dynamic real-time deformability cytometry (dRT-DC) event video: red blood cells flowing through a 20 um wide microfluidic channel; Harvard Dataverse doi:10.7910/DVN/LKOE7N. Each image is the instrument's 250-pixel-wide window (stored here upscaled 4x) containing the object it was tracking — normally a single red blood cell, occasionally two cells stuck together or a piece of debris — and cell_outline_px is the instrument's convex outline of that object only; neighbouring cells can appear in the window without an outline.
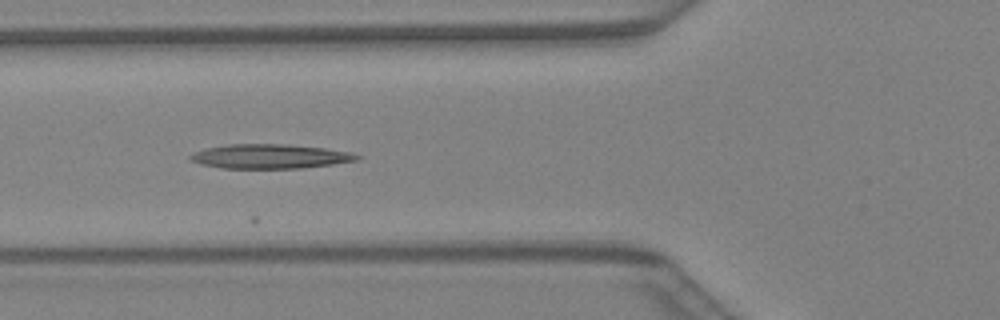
{"species": "Egyptian fruit bat (a non-hibernating species)", "species_latin": "Rousettus aegyptiacus", "temperature_condition": "warm", "stored_images_in_passage": 7, "camera_frame_rate_fps": 3000, "um_per_image_px": 0.085, "animal": {"sex": "female"}, "frame": {"image": 1, "passage_image": 4, "time_ms": 1.0, "image_size_px": [1000, 320], "cell_outline_px": [[360, 160], [332, 164], [300, 168], [224, 168], [200, 164], [192, 160], [188, 156], [196, 152], [208, 148], [228, 144], [288, 144], [324, 148], [348, 152], [360, 156]], "centroid_in_image_um": [22.96, 13.29], "position_along_channel_um": 102.8, "area_um2": 23.35}}
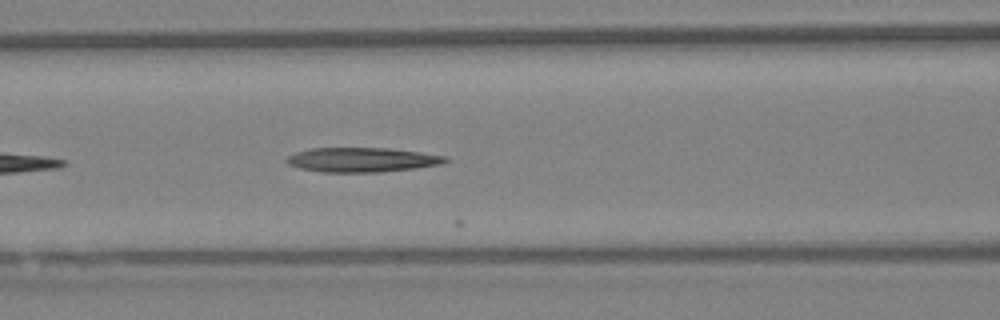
{"frame": {"image": 2, "passage_image": 6, "time_ms": 1.667, "image_size_px": [1000, 320], "cell_outline_px": [[448, 160], [444, 164], [416, 168], [380, 172], [320, 172], [300, 168], [288, 164], [284, 160], [288, 156], [296, 152], [312, 148], [388, 148], [420, 152], [444, 156]], "centroid_in_image_um": [30.76, 13.58], "position_along_channel_um": 135.8, "area_um2": 22.66}}